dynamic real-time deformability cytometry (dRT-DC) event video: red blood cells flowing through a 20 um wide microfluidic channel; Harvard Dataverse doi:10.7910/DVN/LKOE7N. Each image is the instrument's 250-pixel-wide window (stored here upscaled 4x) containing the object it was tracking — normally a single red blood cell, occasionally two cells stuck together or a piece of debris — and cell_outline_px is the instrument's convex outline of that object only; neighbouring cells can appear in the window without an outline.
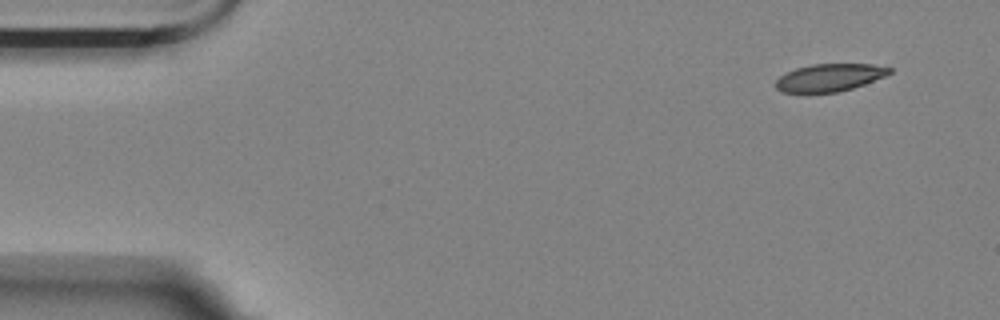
{"species": "Egyptian fruit bat (a non-hibernating species)", "species_latin": "Rousettus aegyptiacus", "temperature_condition": "room temperature", "stored_images_in_passage": 4, "camera_frame_rate_fps": 3000, "um_per_image_px": 0.085, "animal": {"sex": "female"}, "frame": {"image": 1, "passage_image": 1, "time_ms": 0.0, "image_size_px": [1000, 320], "cell_outline_px": [[892, 72], [884, 76], [864, 84], [852, 88], [836, 92], [784, 92], [776, 88], [776, 80], [784, 72], [796, 68], [812, 64], [872, 64], [892, 68]], "centroid_in_image_um": [70.5, 6.58], "position_along_channel_um": 14.5, "area_um2": 18.09}}